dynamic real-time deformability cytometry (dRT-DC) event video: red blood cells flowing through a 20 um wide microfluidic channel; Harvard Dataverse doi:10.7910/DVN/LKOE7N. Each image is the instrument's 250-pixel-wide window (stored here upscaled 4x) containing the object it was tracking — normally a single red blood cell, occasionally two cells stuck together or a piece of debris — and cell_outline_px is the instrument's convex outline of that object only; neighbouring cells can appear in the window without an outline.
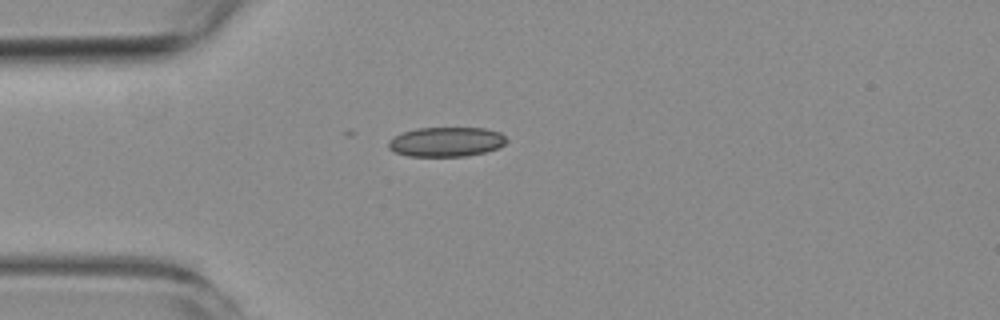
{"species": "common noctule bat (a hibernating species)", "species_latin": "Nyctalus noctula", "temperature_condition": "room temperature", "stored_images_in_passage": 2, "camera_frame_rate_fps": 3000, "um_per_image_px": 0.085, "animal": {"sex": "female", "body_mass_g": 19.3, "forearm_length_mm": 54.1}, "frame": {"image": 1, "passage_image": 1, "time_ms": 0.0, "image_size_px": [1000, 320], "cell_outline_px": [[508, 140], [504, 144], [496, 148], [484, 152], [464, 156], [408, 156], [396, 152], [388, 148], [388, 140], [404, 132], [416, 128], [484, 128], [500, 132]], "centroid_in_image_um": [37.92, 12.05], "position_along_channel_um": 47.1, "area_um2": 20.17}}